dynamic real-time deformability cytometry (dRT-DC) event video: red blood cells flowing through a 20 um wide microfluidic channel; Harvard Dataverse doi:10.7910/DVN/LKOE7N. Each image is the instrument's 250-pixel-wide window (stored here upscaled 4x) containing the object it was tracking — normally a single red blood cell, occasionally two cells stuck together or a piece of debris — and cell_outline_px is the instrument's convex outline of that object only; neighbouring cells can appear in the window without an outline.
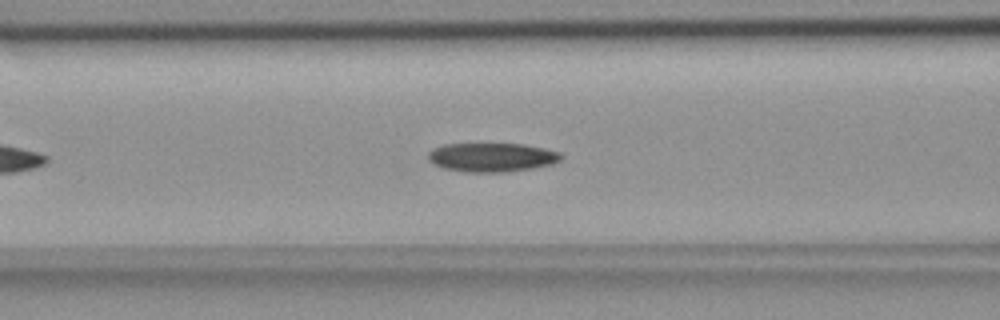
{"species": "common noctule bat (a hibernating species)", "species_latin": "Nyctalus noctula", "temperature_condition": "room temperature", "stored_images_in_passage": 26, "camera_frame_rate_fps": 3000, "um_per_image_px": 0.085, "animal": {"sex": "female", "body_mass_g": 18.4}, "frame": {"image": 1, "passage_image": 12, "time_ms": 3.667, "image_size_px": [1000, 320], "cell_outline_px": [[564, 156], [560, 160], [552, 164], [532, 168], [508, 172], [464, 172], [444, 168], [432, 164], [428, 160], [428, 152], [444, 144], [524, 144], [544, 148], [560, 152]], "centroid_in_image_um": [41.82, 13.37], "position_along_channel_um": 124.8, "area_um2": 22.48}}
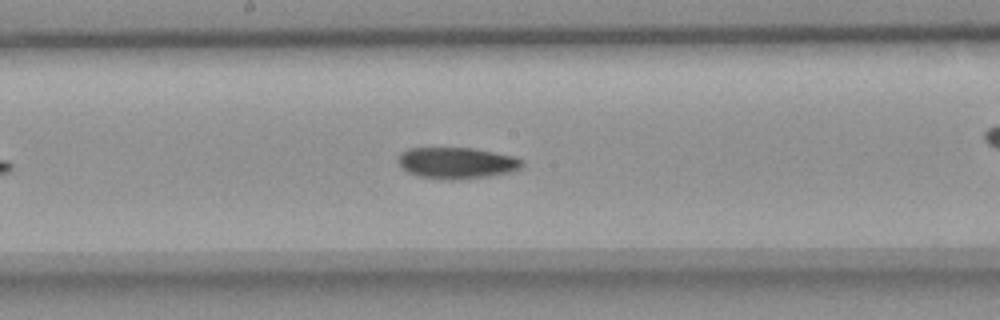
{"frame": {"image": 2, "passage_image": 19, "time_ms": 6.0, "image_size_px": [1000, 320], "cell_outline_px": [[524, 164], [520, 168], [512, 172], [488, 176], [460, 180], [448, 180], [416, 176], [408, 172], [396, 160], [400, 152], [408, 148], [472, 148], [516, 156], [524, 160]], "centroid_in_image_um": [38.84, 13.85], "position_along_channel_um": 209.4, "area_um2": 22.95}}
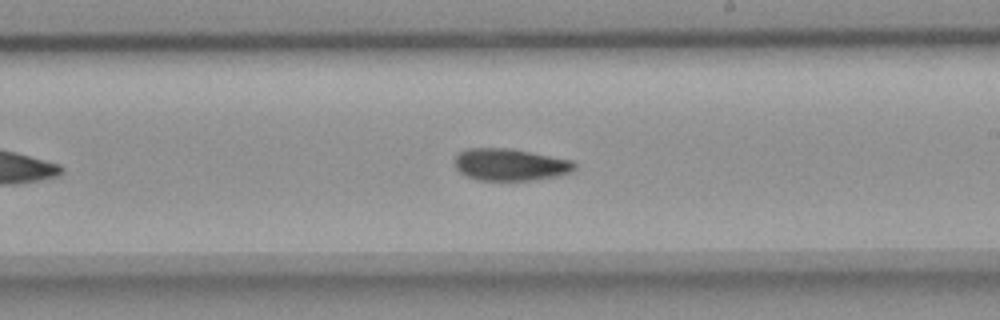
{"frame": {"image": 3, "passage_image": 22, "time_ms": 7.0, "image_size_px": [1000, 320], "cell_outline_px": [[576, 168], [568, 172], [556, 176], [532, 180], [476, 180], [460, 172], [456, 168], [456, 156], [460, 152], [468, 148], [512, 148], [572, 160], [576, 164]], "centroid_in_image_um": [43.37, 13.98], "position_along_channel_um": 245.6, "area_um2": 22.25}}